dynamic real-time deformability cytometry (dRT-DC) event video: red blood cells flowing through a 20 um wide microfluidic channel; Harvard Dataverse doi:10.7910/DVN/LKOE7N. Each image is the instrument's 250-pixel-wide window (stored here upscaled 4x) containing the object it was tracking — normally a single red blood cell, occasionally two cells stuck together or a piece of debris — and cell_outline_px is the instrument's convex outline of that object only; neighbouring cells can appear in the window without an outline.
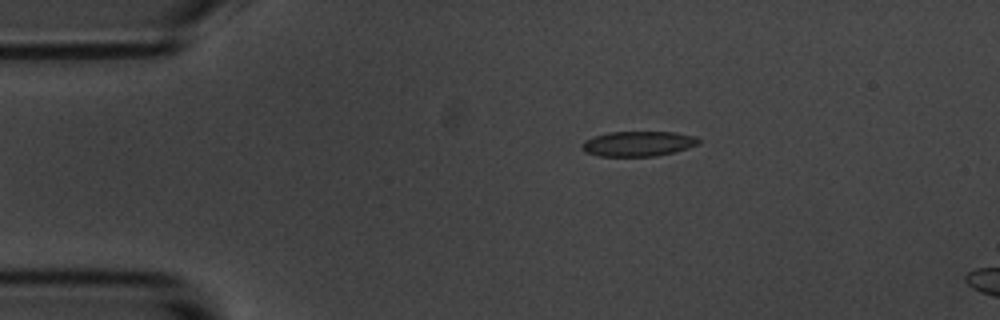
{"species": "common noctule bat (a hibernating species)", "species_latin": "Nyctalus noctula", "temperature_condition": "room temperature", "stored_images_in_passage": 7, "camera_frame_rate_fps": 3000, "um_per_image_px": 0.085, "animal": {"sex": "male", "body_mass_g": 20.1, "forearm_length_mm": 53.5}, "frame": {"image": 1, "passage_image": 1, "time_ms": 0.0, "image_size_px": [1000, 320], "cell_outline_px": [[700, 144], [688, 148], [656, 156], [600, 156], [584, 152], [580, 148], [580, 144], [584, 140], [592, 136], [608, 132], [676, 132], [692, 136], [700, 140]], "centroid_in_image_um": [54.18, 12.21], "position_along_channel_um": 30.8, "area_um2": 17.17}}